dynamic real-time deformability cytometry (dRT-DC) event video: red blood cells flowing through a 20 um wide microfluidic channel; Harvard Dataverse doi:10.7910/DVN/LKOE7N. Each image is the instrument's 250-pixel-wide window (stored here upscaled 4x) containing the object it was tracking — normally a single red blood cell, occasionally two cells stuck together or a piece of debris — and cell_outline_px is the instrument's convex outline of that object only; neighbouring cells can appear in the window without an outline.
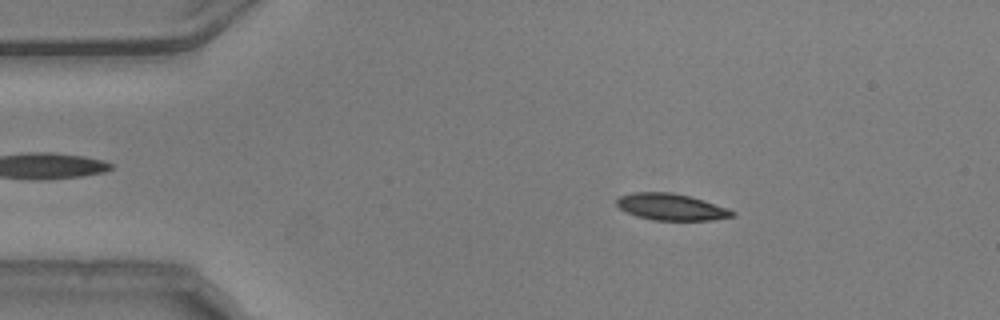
{"species": "common noctule bat (a hibernating species)", "species_latin": "Nyctalus noctula", "temperature_condition": "warm", "stored_images_in_passage": 53, "camera_frame_rate_fps": 3000, "um_per_image_px": 0.085, "animal": {"sex": "male", "body_mass_g": 20.5, "forearm_length_mm": 52.5}, "frame": {"image": 1, "passage_image": 8, "time_ms": 2.333, "image_size_px": [1000, 320], "cell_outline_px": [[736, 216], [712, 220], [652, 220], [636, 216], [624, 212], [616, 204], [616, 200], [620, 196], [632, 192], [672, 192], [704, 200], [728, 208], [736, 212]], "centroid_in_image_um": [57.05, 17.59], "position_along_channel_um": 28.0, "area_um2": 18.09}}
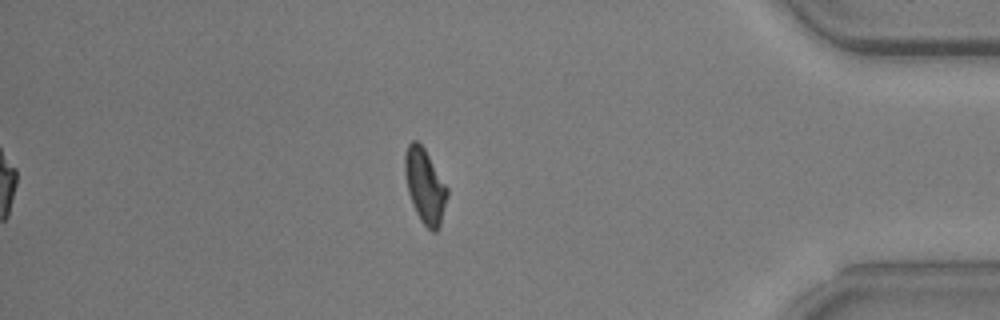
{"frame": {"image": 2, "passage_image": 45, "time_ms": 14.667, "image_size_px": [1000, 320], "cell_outline_px": [[448, 196], [440, 224], [436, 232], [432, 232], [420, 220], [412, 204], [408, 192], [404, 172], [404, 156], [408, 144], [412, 140], [416, 140], [424, 148], [448, 188]], "centroid_in_image_um": [36.11, 15.81], "position_along_channel_um": 399.1, "area_um2": 18.32}}
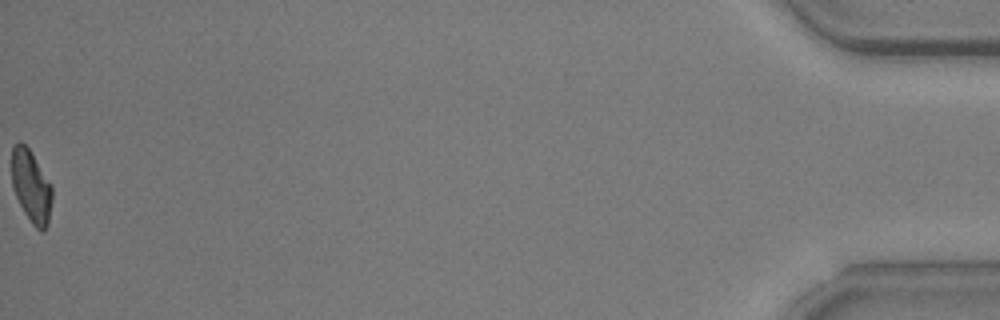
{"frame": {"image": 3, "passage_image": 53, "time_ms": 17.333, "image_size_px": [1000, 320], "cell_outline_px": [[52, 200], [48, 224], [44, 232], [40, 232], [32, 224], [24, 212], [16, 196], [12, 184], [12, 144], [20, 140], [28, 148], [52, 184]], "centroid_in_image_um": [2.66, 15.84], "position_along_channel_um": 432.5, "area_um2": 17.17}, "authors_computed_cell_mechanics": {"area_um2": 18.2648, "velocity_mm_per_s": 3.7553, "shape_relaxation_time_tau1_ms": 5.9941, "shape_relaxation_time_tau2_ms": 5.1411, "deformation_change_tau1": 0.1535, "deformation_change_tau2": 0.1344}}